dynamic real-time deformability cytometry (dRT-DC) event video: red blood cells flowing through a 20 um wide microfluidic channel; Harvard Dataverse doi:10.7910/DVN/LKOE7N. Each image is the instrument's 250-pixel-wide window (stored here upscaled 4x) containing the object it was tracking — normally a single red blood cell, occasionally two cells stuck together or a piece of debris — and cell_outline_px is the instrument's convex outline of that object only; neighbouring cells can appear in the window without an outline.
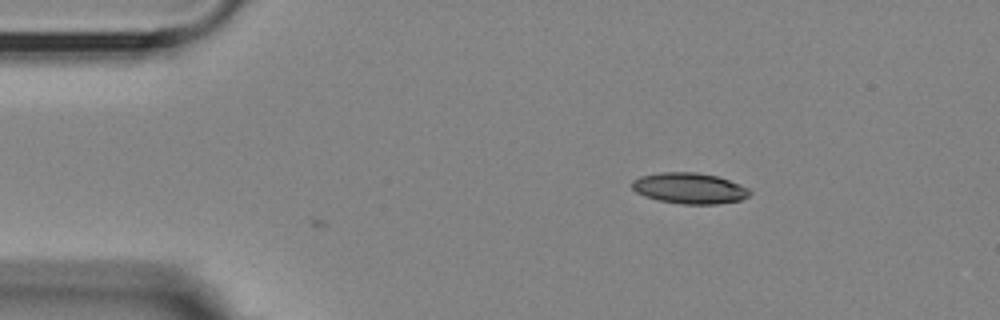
{"species": "Egyptian fruit bat (a non-hibernating species)", "species_latin": "Rousettus aegyptiacus", "temperature_condition": "room temperature", "stored_images_in_passage": 3, "camera_frame_rate_fps": 3000, "um_per_image_px": 0.085, "animal": {"sex": "female"}, "frame": {"image": 1, "passage_image": 3, "time_ms": 0.667, "image_size_px": [1000, 320], "cell_outline_px": [[752, 192], [748, 196], [740, 200], [716, 204], [684, 204], [656, 200], [644, 196], [636, 192], [632, 188], [632, 180], [640, 176], [660, 172], [696, 172], [716, 176], [740, 184], [748, 188]], "centroid_in_image_um": [58.58, 16.0], "position_along_channel_um": 26.4, "area_um2": 21.21}}